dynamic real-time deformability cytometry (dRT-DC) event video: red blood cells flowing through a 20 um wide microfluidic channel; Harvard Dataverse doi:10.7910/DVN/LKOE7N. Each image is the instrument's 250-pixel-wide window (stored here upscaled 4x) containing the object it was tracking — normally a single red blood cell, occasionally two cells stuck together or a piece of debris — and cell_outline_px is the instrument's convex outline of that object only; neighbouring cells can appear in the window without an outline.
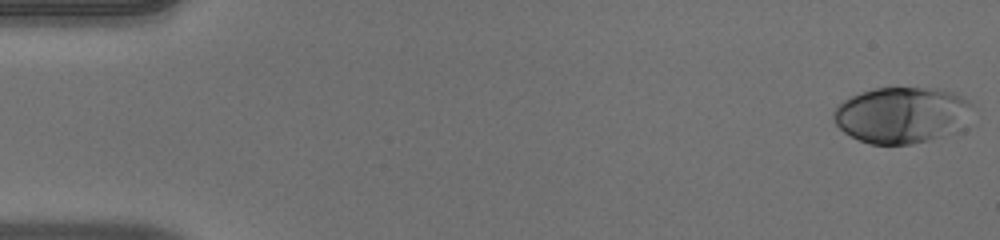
{"species": "human", "species_latin": "Homo sapiens", "temperature_condition": "warm", "stored_images_in_passage": 51, "camera_frame_rate_fps": 3000, "um_per_image_px": 0.085, "donor": {"sex": "male"}, "frame": {"image": 1, "passage_image": 1, "time_ms": 0.0, "image_size_px": [1000, 240], "cell_outline_px": [[972, 104], [964, 132], [912, 144], [872, 144], [860, 140], [844, 132], [836, 124], [832, 116], [832, 112], [836, 104], [860, 92], [872, 88], [940, 88], [956, 92], [964, 96]], "centroid_in_image_um": [76.71, 9.77], "position_along_channel_um": 8.3, "area_um2": 46.41}}
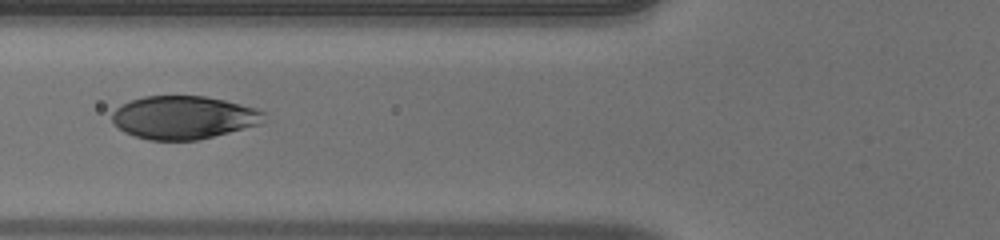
{"frame": {"image": 2, "passage_image": 20, "time_ms": 6.333, "image_size_px": [1000, 240], "cell_outline_px": [[268, 112], [260, 124], [196, 140], [148, 140], [124, 132], [112, 120], [112, 112], [120, 104], [144, 96], [204, 96], [224, 100], [256, 108]], "centroid_in_image_um": [15.6, 9.97], "position_along_channel_um": 110.2, "area_um2": 37.97}}
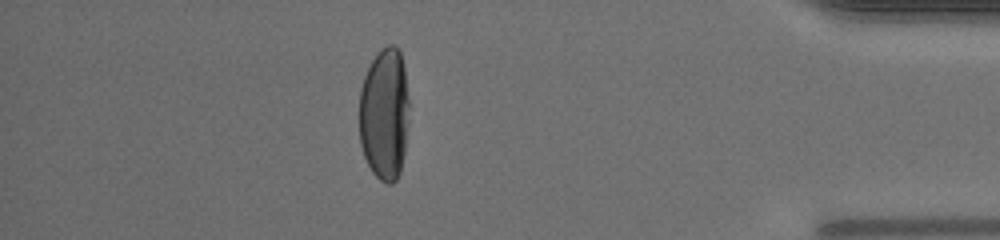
{"frame": {"image": 3, "passage_image": 45, "time_ms": 14.667, "image_size_px": [1000, 240], "cell_outline_px": [[408, 124], [404, 152], [400, 172], [396, 180], [392, 184], [388, 184], [380, 180], [372, 172], [364, 156], [360, 144], [360, 88], [364, 76], [372, 60], [388, 44], [396, 44], [400, 52], [404, 68], [408, 96]], "centroid_in_image_um": [32.68, 9.71], "position_along_channel_um": 402.5, "area_um2": 38.49}, "authors_computed_cell_mechanics": {"area_um2": 41.327, "velocity_mm_per_s": 3.9896, "shape_relaxation_time_tau1_ms": 4.1699, "shape_relaxation_time_tau2_ms": null, "deformation_change_tau1": 0.2297, "deformation_change_tau2": null}}